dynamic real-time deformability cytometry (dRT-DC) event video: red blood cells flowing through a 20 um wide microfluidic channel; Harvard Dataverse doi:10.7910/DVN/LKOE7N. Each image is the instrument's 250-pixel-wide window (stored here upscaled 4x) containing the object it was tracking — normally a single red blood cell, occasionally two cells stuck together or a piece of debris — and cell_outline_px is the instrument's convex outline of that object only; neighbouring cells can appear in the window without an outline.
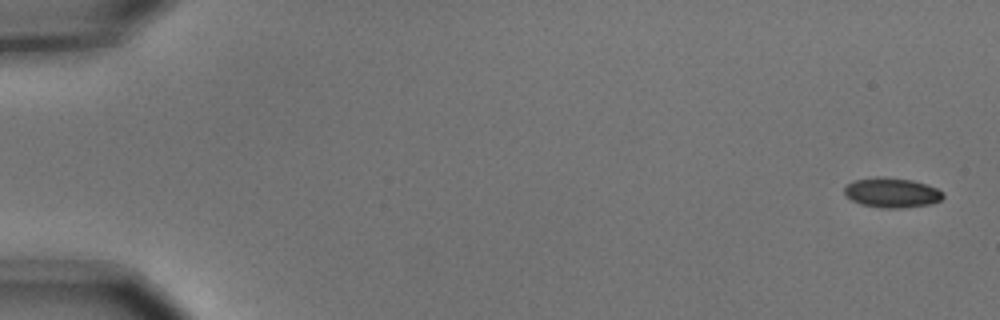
{"species": "common noctule bat (a hibernating species)", "species_latin": "Nyctalus noctula", "temperature_condition": "cold", "stored_images_in_passage": 10, "camera_frame_rate_fps": 3000, "um_per_image_px": 0.085, "animal": {"sex": "male", "body_mass_g": 15.6}, "frame": {"image": 1, "passage_image": 1, "time_ms": 0.0, "image_size_px": [1000, 320], "cell_outline_px": [[944, 196], [940, 200], [932, 204], [900, 208], [880, 208], [860, 204], [844, 196], [844, 184], [852, 180], [876, 176], [880, 176], [912, 180], [936, 188], [944, 192]], "centroid_in_image_um": [75.74, 16.37], "position_along_channel_um": 9.3, "area_um2": 17.46}}
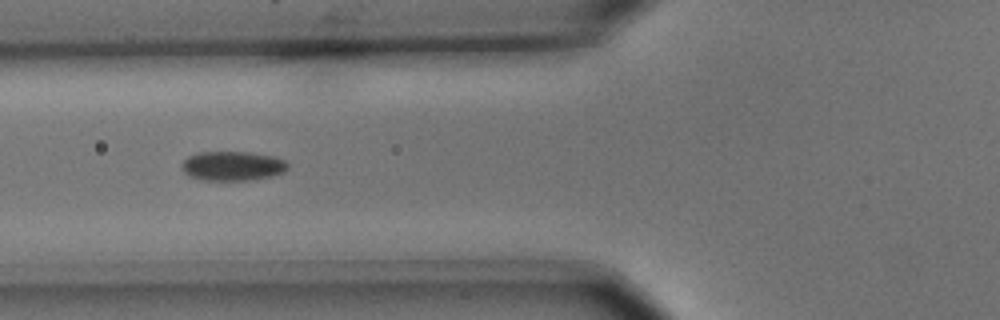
{"frame": {"image": 2, "passage_image": 6, "time_ms": 1.667, "image_size_px": [1000, 320], "cell_outline_px": [[288, 168], [284, 172], [272, 176], [244, 180], [204, 180], [192, 176], [184, 172], [180, 164], [188, 156], [200, 152], [252, 152], [272, 156], [284, 160], [288, 164]], "centroid_in_image_um": [19.77, 14.09], "position_along_channel_um": 106.0, "area_um2": 18.03}}
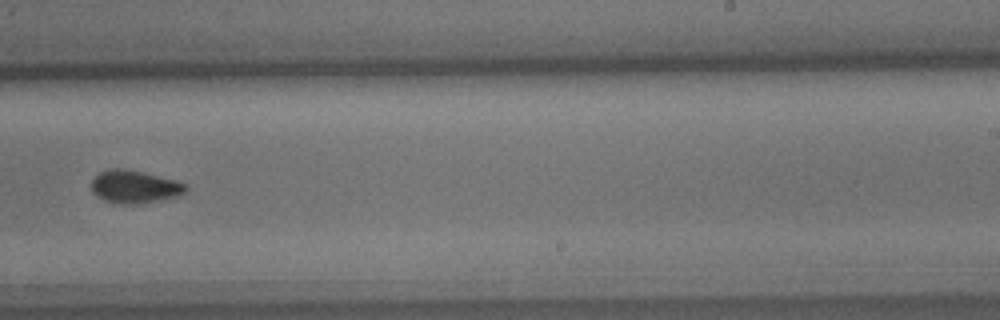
{"frame": {"image": 3, "passage_image": 10, "time_ms": 3.0, "image_size_px": [1000, 320], "cell_outline_px": [[188, 188], [184, 192], [176, 196], [136, 204], [120, 204], [104, 200], [96, 196], [92, 192], [92, 180], [100, 172], [112, 168], [120, 168], [140, 172], [176, 180], [184, 184]], "centroid_in_image_um": [11.39, 15.88], "position_along_channel_um": 277.6, "area_um2": 17.63}}